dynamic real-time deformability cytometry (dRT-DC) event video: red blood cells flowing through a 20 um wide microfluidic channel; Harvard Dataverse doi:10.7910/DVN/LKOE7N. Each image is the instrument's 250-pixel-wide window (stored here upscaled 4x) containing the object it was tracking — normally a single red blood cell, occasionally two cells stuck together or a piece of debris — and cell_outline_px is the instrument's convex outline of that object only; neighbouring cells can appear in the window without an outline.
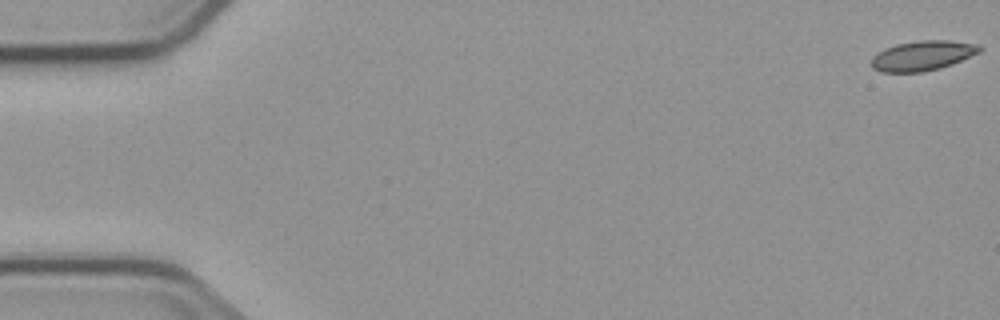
{"species": "common noctule bat (a hibernating species)", "species_latin": "Nyctalus noctula", "temperature_condition": "cold", "stored_images_in_passage": 4, "camera_frame_rate_fps": 3000, "um_per_image_px": 0.085, "animal": {"sex": "male", "body_mass_g": 23.1, "forearm_length_mm": 52.7}, "frame": {"image": 1, "passage_image": 1, "time_ms": 0.0, "image_size_px": [1000, 320], "cell_outline_px": [[980, 52], [952, 64], [940, 68], [920, 72], [880, 72], [872, 68], [872, 56], [876, 52], [884, 48], [896, 44], [920, 40], [948, 40], [980, 44]], "centroid_in_image_um": [78.39, 4.72], "position_along_channel_um": 6.6, "area_um2": 18.9}}